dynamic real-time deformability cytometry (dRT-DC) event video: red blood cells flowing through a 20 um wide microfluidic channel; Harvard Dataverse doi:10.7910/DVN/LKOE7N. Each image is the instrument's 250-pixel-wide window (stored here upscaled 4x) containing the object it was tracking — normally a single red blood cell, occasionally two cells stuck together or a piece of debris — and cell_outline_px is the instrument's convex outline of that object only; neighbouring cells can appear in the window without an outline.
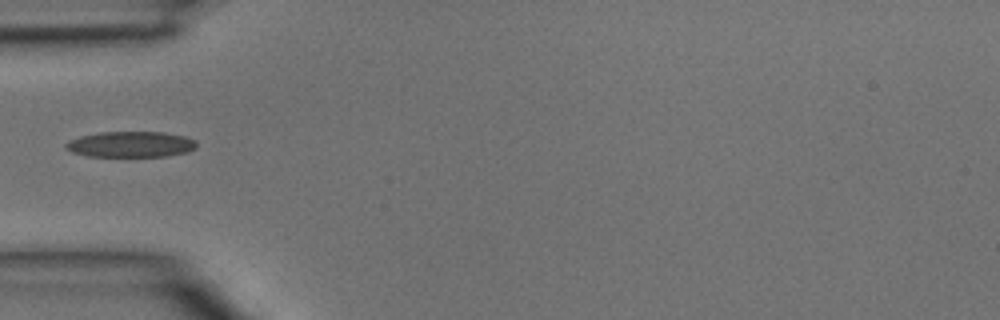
{"species": "common noctule bat (a hibernating species)", "species_latin": "Nyctalus noctula", "temperature_condition": "room temperature", "stored_images_in_passage": 2, "camera_frame_rate_fps": 3000, "um_per_image_px": 0.085, "animal": {"sex": "male", "body_mass_g": 15.6}, "frame": {"image": 1, "passage_image": 2, "time_ms": 0.333, "image_size_px": [1000, 320], "cell_outline_px": [[196, 148], [188, 152], [168, 156], [88, 156], [72, 152], [64, 148], [64, 144], [80, 136], [100, 132], [160, 132], [184, 136], [196, 140]], "centroid_in_image_um": [11.12, 12.27], "position_along_channel_um": 73.9, "area_um2": 19.59}}